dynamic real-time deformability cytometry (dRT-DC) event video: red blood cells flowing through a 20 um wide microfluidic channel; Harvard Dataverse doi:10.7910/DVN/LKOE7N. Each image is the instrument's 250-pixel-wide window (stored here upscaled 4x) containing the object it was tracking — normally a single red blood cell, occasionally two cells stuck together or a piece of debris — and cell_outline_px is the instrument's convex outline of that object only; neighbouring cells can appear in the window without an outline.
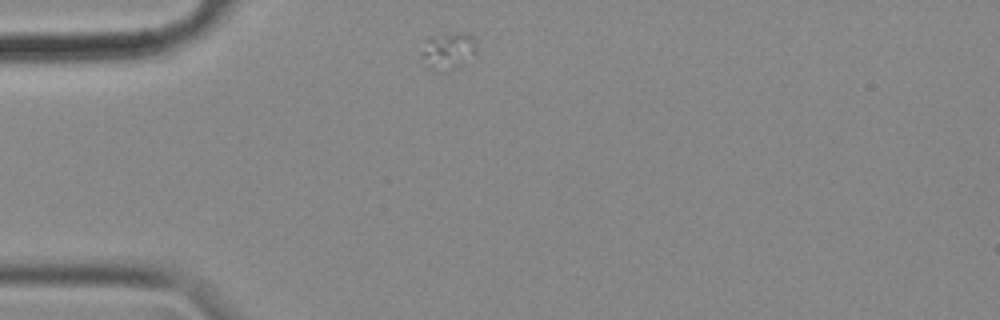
{"species": "common noctule bat (a hibernating species)", "species_latin": "Nyctalus noctula", "temperature_condition": "cold", "stored_images_in_passage": 21, "camera_frame_rate_fps": 3000, "um_per_image_px": 0.085, "animal": {"sex": "female", "body_mass_g": 18.4}, "frame": {"image": 1, "passage_image": 1, "time_ms": 0.0, "image_size_px": [1000, 320], "cell_outline_px": [[476, 52], [460, 64], [448, 72], [432, 72], [428, 68], [420, 52], [424, 36], [456, 32], [468, 32], [472, 36], [476, 44]], "centroid_in_image_um": [38.01, 4.29], "position_along_channel_um": 47.0, "area_um2": 12.37}}